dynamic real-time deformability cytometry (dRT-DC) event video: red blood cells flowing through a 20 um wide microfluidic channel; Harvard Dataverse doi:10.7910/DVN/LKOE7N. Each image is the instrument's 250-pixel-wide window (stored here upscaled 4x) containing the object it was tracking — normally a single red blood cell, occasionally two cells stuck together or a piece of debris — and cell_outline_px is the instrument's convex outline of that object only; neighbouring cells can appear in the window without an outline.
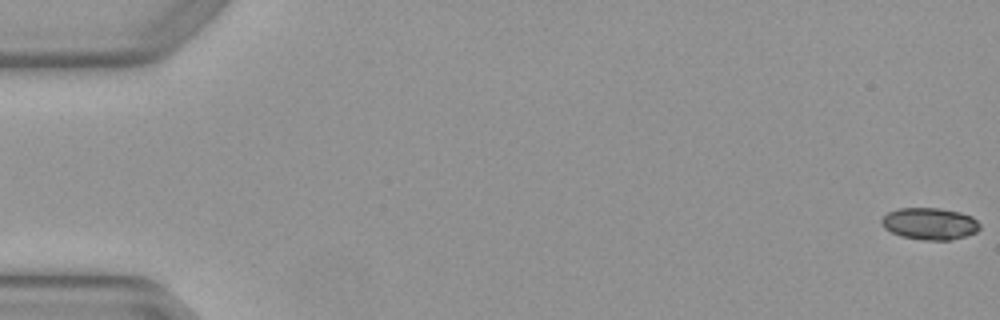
{"species": "Egyptian fruit bat (a non-hibernating species)", "species_latin": "Rousettus aegyptiacus", "temperature_condition": "warm", "stored_images_in_passage": 5, "camera_frame_rate_fps": 3000, "um_per_image_px": 0.085, "animal": {"sex": "female"}, "frame": {"image": 1, "passage_image": 1, "time_ms": 0.0, "image_size_px": [1000, 320], "cell_outline_px": [[980, 228], [976, 232], [952, 240], [924, 240], [900, 236], [884, 228], [880, 224], [880, 220], [888, 212], [896, 208], [940, 208], [960, 212], [972, 216], [980, 224]], "centroid_in_image_um": [79.01, 19.01], "position_along_channel_um": 6.0, "area_um2": 18.38}}
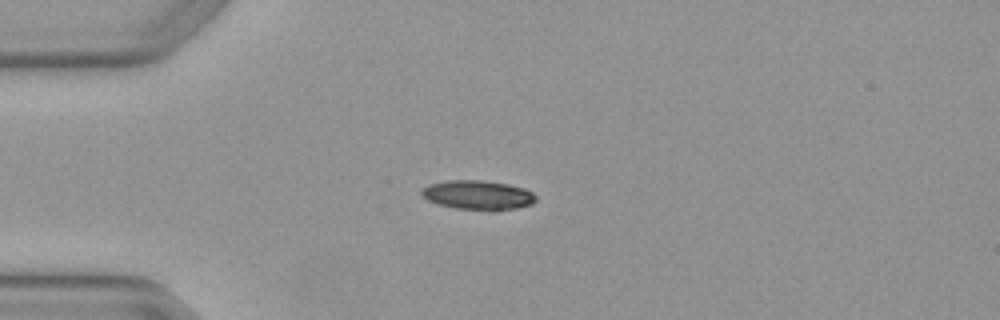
{"frame": {"image": 2, "passage_image": 4, "time_ms": 1.0, "image_size_px": [1000, 320], "cell_outline_px": [[536, 200], [532, 204], [516, 208], [496, 212], [492, 212], [456, 208], [440, 204], [428, 200], [420, 192], [420, 188], [428, 184], [448, 180], [480, 180], [508, 184], [524, 188], [532, 192], [536, 196]], "centroid_in_image_um": [40.64, 16.59], "position_along_channel_um": 44.4, "area_um2": 19.83}}
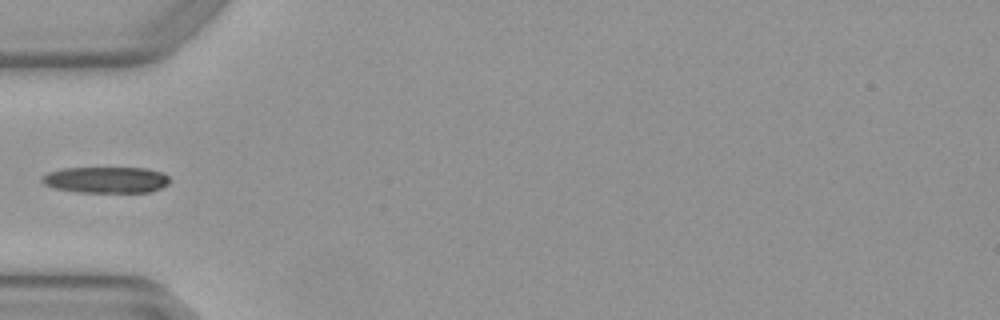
{"frame": {"image": 3, "passage_image": 5, "time_ms": 1.333, "image_size_px": [1000, 320], "cell_outline_px": [[168, 184], [160, 188], [148, 192], [76, 192], [56, 188], [44, 184], [40, 180], [40, 176], [48, 172], [64, 168], [148, 168], [160, 172], [168, 176]], "centroid_in_image_um": [8.98, 15.28], "position_along_channel_um": 76.0, "area_um2": 19.48}}